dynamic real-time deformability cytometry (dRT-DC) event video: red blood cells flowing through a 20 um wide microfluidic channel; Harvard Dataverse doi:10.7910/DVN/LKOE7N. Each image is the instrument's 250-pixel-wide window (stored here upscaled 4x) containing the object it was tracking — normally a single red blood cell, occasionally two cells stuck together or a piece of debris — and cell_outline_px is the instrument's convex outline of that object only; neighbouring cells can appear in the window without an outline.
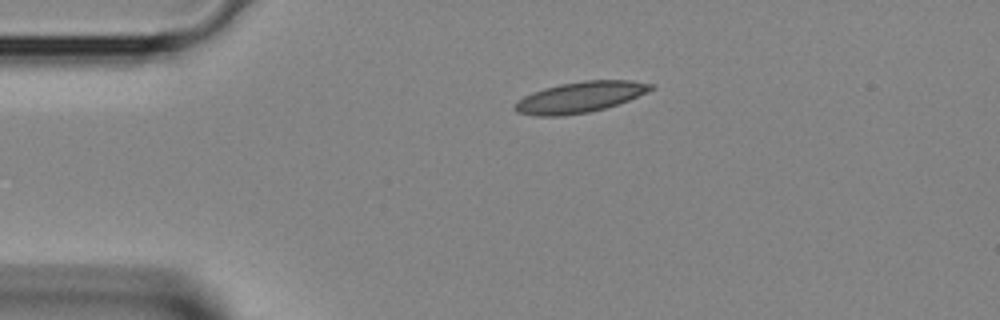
{"species": "Egyptian fruit bat (a non-hibernating species)", "species_latin": "Rousettus aegyptiacus", "temperature_condition": "room temperature", "stored_images_in_passage": 1, "camera_frame_rate_fps": 3000, "um_per_image_px": 0.085, "animal": {"sex": "female"}, "frame": {"image": 1, "passage_image": 1, "time_ms": 0.0, "image_size_px": [1000, 320], "cell_outline_px": [[656, 88], [628, 100], [604, 108], [588, 112], [564, 116], [536, 116], [516, 112], [512, 108], [512, 104], [516, 100], [532, 92], [544, 88], [560, 84], [584, 80], [632, 80], [652, 84]], "centroid_in_image_um": [49.24, 8.26], "position_along_channel_um": 35.8, "area_um2": 24.57}}